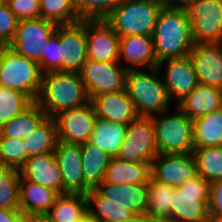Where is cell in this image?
Returning a JSON list of instances; mask_svg holds the SVG:
<instances>
[{"label": "cell", "mask_w": 222, "mask_h": 222, "mask_svg": "<svg viewBox=\"0 0 222 222\" xmlns=\"http://www.w3.org/2000/svg\"><path fill=\"white\" fill-rule=\"evenodd\" d=\"M152 38L158 63L188 56L195 43L186 10L163 6Z\"/></svg>", "instance_id": "1"}, {"label": "cell", "mask_w": 222, "mask_h": 222, "mask_svg": "<svg viewBox=\"0 0 222 222\" xmlns=\"http://www.w3.org/2000/svg\"><path fill=\"white\" fill-rule=\"evenodd\" d=\"M36 102L54 118L57 114L86 105L90 102L80 73L47 72L42 75Z\"/></svg>", "instance_id": "2"}, {"label": "cell", "mask_w": 222, "mask_h": 222, "mask_svg": "<svg viewBox=\"0 0 222 222\" xmlns=\"http://www.w3.org/2000/svg\"><path fill=\"white\" fill-rule=\"evenodd\" d=\"M126 91L138 116L152 117L174 107L157 66L128 70Z\"/></svg>", "instance_id": "3"}, {"label": "cell", "mask_w": 222, "mask_h": 222, "mask_svg": "<svg viewBox=\"0 0 222 222\" xmlns=\"http://www.w3.org/2000/svg\"><path fill=\"white\" fill-rule=\"evenodd\" d=\"M152 118L159 154L193 152V120L177 105Z\"/></svg>", "instance_id": "4"}, {"label": "cell", "mask_w": 222, "mask_h": 222, "mask_svg": "<svg viewBox=\"0 0 222 222\" xmlns=\"http://www.w3.org/2000/svg\"><path fill=\"white\" fill-rule=\"evenodd\" d=\"M163 6L161 0H124L106 21L119 37L152 36Z\"/></svg>", "instance_id": "5"}, {"label": "cell", "mask_w": 222, "mask_h": 222, "mask_svg": "<svg viewBox=\"0 0 222 222\" xmlns=\"http://www.w3.org/2000/svg\"><path fill=\"white\" fill-rule=\"evenodd\" d=\"M42 71L39 65L1 46L0 86L17 90L36 102L41 88Z\"/></svg>", "instance_id": "6"}, {"label": "cell", "mask_w": 222, "mask_h": 222, "mask_svg": "<svg viewBox=\"0 0 222 222\" xmlns=\"http://www.w3.org/2000/svg\"><path fill=\"white\" fill-rule=\"evenodd\" d=\"M210 183L200 174L174 188L170 218L166 222H211Z\"/></svg>", "instance_id": "7"}, {"label": "cell", "mask_w": 222, "mask_h": 222, "mask_svg": "<svg viewBox=\"0 0 222 222\" xmlns=\"http://www.w3.org/2000/svg\"><path fill=\"white\" fill-rule=\"evenodd\" d=\"M158 154L153 118L137 116L127 125L116 157L129 162L152 163Z\"/></svg>", "instance_id": "8"}, {"label": "cell", "mask_w": 222, "mask_h": 222, "mask_svg": "<svg viewBox=\"0 0 222 222\" xmlns=\"http://www.w3.org/2000/svg\"><path fill=\"white\" fill-rule=\"evenodd\" d=\"M57 24L43 18L20 20L9 47L19 55L36 62L41 69V56Z\"/></svg>", "instance_id": "9"}, {"label": "cell", "mask_w": 222, "mask_h": 222, "mask_svg": "<svg viewBox=\"0 0 222 222\" xmlns=\"http://www.w3.org/2000/svg\"><path fill=\"white\" fill-rule=\"evenodd\" d=\"M194 43H222V0H195L186 9Z\"/></svg>", "instance_id": "10"}, {"label": "cell", "mask_w": 222, "mask_h": 222, "mask_svg": "<svg viewBox=\"0 0 222 222\" xmlns=\"http://www.w3.org/2000/svg\"><path fill=\"white\" fill-rule=\"evenodd\" d=\"M128 70L120 63L87 59L80 72L89 100L94 96L126 89Z\"/></svg>", "instance_id": "11"}, {"label": "cell", "mask_w": 222, "mask_h": 222, "mask_svg": "<svg viewBox=\"0 0 222 222\" xmlns=\"http://www.w3.org/2000/svg\"><path fill=\"white\" fill-rule=\"evenodd\" d=\"M157 67L170 100L174 105H177L188 96L199 84L193 62L189 55L182 58L161 61Z\"/></svg>", "instance_id": "12"}, {"label": "cell", "mask_w": 222, "mask_h": 222, "mask_svg": "<svg viewBox=\"0 0 222 222\" xmlns=\"http://www.w3.org/2000/svg\"><path fill=\"white\" fill-rule=\"evenodd\" d=\"M96 119L91 102L57 114L54 120L57 126L58 141L69 144L89 142Z\"/></svg>", "instance_id": "13"}, {"label": "cell", "mask_w": 222, "mask_h": 222, "mask_svg": "<svg viewBox=\"0 0 222 222\" xmlns=\"http://www.w3.org/2000/svg\"><path fill=\"white\" fill-rule=\"evenodd\" d=\"M151 178L178 188L198 174L193 152L188 154H158L151 163Z\"/></svg>", "instance_id": "14"}, {"label": "cell", "mask_w": 222, "mask_h": 222, "mask_svg": "<svg viewBox=\"0 0 222 222\" xmlns=\"http://www.w3.org/2000/svg\"><path fill=\"white\" fill-rule=\"evenodd\" d=\"M55 33L61 40L62 72L80 73L88 59L86 20L57 25Z\"/></svg>", "instance_id": "15"}, {"label": "cell", "mask_w": 222, "mask_h": 222, "mask_svg": "<svg viewBox=\"0 0 222 222\" xmlns=\"http://www.w3.org/2000/svg\"><path fill=\"white\" fill-rule=\"evenodd\" d=\"M88 59L97 62L119 63V40L106 20H86Z\"/></svg>", "instance_id": "16"}, {"label": "cell", "mask_w": 222, "mask_h": 222, "mask_svg": "<svg viewBox=\"0 0 222 222\" xmlns=\"http://www.w3.org/2000/svg\"><path fill=\"white\" fill-rule=\"evenodd\" d=\"M53 153L61 168L63 194L86 195L92 188L84 180L81 144L58 141Z\"/></svg>", "instance_id": "17"}, {"label": "cell", "mask_w": 222, "mask_h": 222, "mask_svg": "<svg viewBox=\"0 0 222 222\" xmlns=\"http://www.w3.org/2000/svg\"><path fill=\"white\" fill-rule=\"evenodd\" d=\"M19 170L20 180H28L63 194L61 168L53 152H41L29 157Z\"/></svg>", "instance_id": "18"}, {"label": "cell", "mask_w": 222, "mask_h": 222, "mask_svg": "<svg viewBox=\"0 0 222 222\" xmlns=\"http://www.w3.org/2000/svg\"><path fill=\"white\" fill-rule=\"evenodd\" d=\"M199 83L222 87V43H197L189 53Z\"/></svg>", "instance_id": "19"}, {"label": "cell", "mask_w": 222, "mask_h": 222, "mask_svg": "<svg viewBox=\"0 0 222 222\" xmlns=\"http://www.w3.org/2000/svg\"><path fill=\"white\" fill-rule=\"evenodd\" d=\"M119 63L127 70L156 67L158 62L152 36L120 37Z\"/></svg>", "instance_id": "20"}, {"label": "cell", "mask_w": 222, "mask_h": 222, "mask_svg": "<svg viewBox=\"0 0 222 222\" xmlns=\"http://www.w3.org/2000/svg\"><path fill=\"white\" fill-rule=\"evenodd\" d=\"M90 102L96 117L102 120L128 125L138 116L126 89L94 96Z\"/></svg>", "instance_id": "21"}, {"label": "cell", "mask_w": 222, "mask_h": 222, "mask_svg": "<svg viewBox=\"0 0 222 222\" xmlns=\"http://www.w3.org/2000/svg\"><path fill=\"white\" fill-rule=\"evenodd\" d=\"M96 189L103 196L129 210L133 215L146 213L148 184H114L103 180Z\"/></svg>", "instance_id": "22"}, {"label": "cell", "mask_w": 222, "mask_h": 222, "mask_svg": "<svg viewBox=\"0 0 222 222\" xmlns=\"http://www.w3.org/2000/svg\"><path fill=\"white\" fill-rule=\"evenodd\" d=\"M58 196L55 190L28 180H20L19 209L24 218L44 217Z\"/></svg>", "instance_id": "23"}, {"label": "cell", "mask_w": 222, "mask_h": 222, "mask_svg": "<svg viewBox=\"0 0 222 222\" xmlns=\"http://www.w3.org/2000/svg\"><path fill=\"white\" fill-rule=\"evenodd\" d=\"M151 163L129 162L111 157L104 176L105 182L114 184H148Z\"/></svg>", "instance_id": "24"}, {"label": "cell", "mask_w": 222, "mask_h": 222, "mask_svg": "<svg viewBox=\"0 0 222 222\" xmlns=\"http://www.w3.org/2000/svg\"><path fill=\"white\" fill-rule=\"evenodd\" d=\"M177 106L194 120L221 108L219 90L199 83Z\"/></svg>", "instance_id": "25"}, {"label": "cell", "mask_w": 222, "mask_h": 222, "mask_svg": "<svg viewBox=\"0 0 222 222\" xmlns=\"http://www.w3.org/2000/svg\"><path fill=\"white\" fill-rule=\"evenodd\" d=\"M47 114L37 102H33L22 113L13 117L0 128V137L18 138L24 140L46 118Z\"/></svg>", "instance_id": "26"}, {"label": "cell", "mask_w": 222, "mask_h": 222, "mask_svg": "<svg viewBox=\"0 0 222 222\" xmlns=\"http://www.w3.org/2000/svg\"><path fill=\"white\" fill-rule=\"evenodd\" d=\"M193 146H222V109L193 120Z\"/></svg>", "instance_id": "27"}, {"label": "cell", "mask_w": 222, "mask_h": 222, "mask_svg": "<svg viewBox=\"0 0 222 222\" xmlns=\"http://www.w3.org/2000/svg\"><path fill=\"white\" fill-rule=\"evenodd\" d=\"M81 153L84 180L91 188H96L104 180L112 156L89 142L81 144Z\"/></svg>", "instance_id": "28"}, {"label": "cell", "mask_w": 222, "mask_h": 222, "mask_svg": "<svg viewBox=\"0 0 222 222\" xmlns=\"http://www.w3.org/2000/svg\"><path fill=\"white\" fill-rule=\"evenodd\" d=\"M127 124L97 118L89 143L99 146L112 157L117 156L125 138Z\"/></svg>", "instance_id": "29"}, {"label": "cell", "mask_w": 222, "mask_h": 222, "mask_svg": "<svg viewBox=\"0 0 222 222\" xmlns=\"http://www.w3.org/2000/svg\"><path fill=\"white\" fill-rule=\"evenodd\" d=\"M86 198L87 211L100 222H121L133 215L123 206L103 196L96 188H92Z\"/></svg>", "instance_id": "30"}, {"label": "cell", "mask_w": 222, "mask_h": 222, "mask_svg": "<svg viewBox=\"0 0 222 222\" xmlns=\"http://www.w3.org/2000/svg\"><path fill=\"white\" fill-rule=\"evenodd\" d=\"M173 194L174 187L149 178L146 214L154 222H166L170 218Z\"/></svg>", "instance_id": "31"}, {"label": "cell", "mask_w": 222, "mask_h": 222, "mask_svg": "<svg viewBox=\"0 0 222 222\" xmlns=\"http://www.w3.org/2000/svg\"><path fill=\"white\" fill-rule=\"evenodd\" d=\"M87 212V198L83 194H60L44 216L50 222H75Z\"/></svg>", "instance_id": "32"}, {"label": "cell", "mask_w": 222, "mask_h": 222, "mask_svg": "<svg viewBox=\"0 0 222 222\" xmlns=\"http://www.w3.org/2000/svg\"><path fill=\"white\" fill-rule=\"evenodd\" d=\"M57 142V126L54 118L51 117H47L24 139L28 158L41 152H53Z\"/></svg>", "instance_id": "33"}, {"label": "cell", "mask_w": 222, "mask_h": 222, "mask_svg": "<svg viewBox=\"0 0 222 222\" xmlns=\"http://www.w3.org/2000/svg\"><path fill=\"white\" fill-rule=\"evenodd\" d=\"M197 172L209 183L222 181V146L194 148Z\"/></svg>", "instance_id": "34"}, {"label": "cell", "mask_w": 222, "mask_h": 222, "mask_svg": "<svg viewBox=\"0 0 222 222\" xmlns=\"http://www.w3.org/2000/svg\"><path fill=\"white\" fill-rule=\"evenodd\" d=\"M41 18L57 25L82 21L76 11L74 0H40Z\"/></svg>", "instance_id": "35"}, {"label": "cell", "mask_w": 222, "mask_h": 222, "mask_svg": "<svg viewBox=\"0 0 222 222\" xmlns=\"http://www.w3.org/2000/svg\"><path fill=\"white\" fill-rule=\"evenodd\" d=\"M20 170L0 166V208L19 209Z\"/></svg>", "instance_id": "36"}, {"label": "cell", "mask_w": 222, "mask_h": 222, "mask_svg": "<svg viewBox=\"0 0 222 222\" xmlns=\"http://www.w3.org/2000/svg\"><path fill=\"white\" fill-rule=\"evenodd\" d=\"M32 103L22 92L0 86V128Z\"/></svg>", "instance_id": "37"}, {"label": "cell", "mask_w": 222, "mask_h": 222, "mask_svg": "<svg viewBox=\"0 0 222 222\" xmlns=\"http://www.w3.org/2000/svg\"><path fill=\"white\" fill-rule=\"evenodd\" d=\"M124 0H74L81 20H106Z\"/></svg>", "instance_id": "38"}, {"label": "cell", "mask_w": 222, "mask_h": 222, "mask_svg": "<svg viewBox=\"0 0 222 222\" xmlns=\"http://www.w3.org/2000/svg\"><path fill=\"white\" fill-rule=\"evenodd\" d=\"M28 159L24 140L0 137V166L20 169Z\"/></svg>", "instance_id": "39"}, {"label": "cell", "mask_w": 222, "mask_h": 222, "mask_svg": "<svg viewBox=\"0 0 222 222\" xmlns=\"http://www.w3.org/2000/svg\"><path fill=\"white\" fill-rule=\"evenodd\" d=\"M41 71L42 73L62 72L61 40L56 33L47 41L45 51L42 53Z\"/></svg>", "instance_id": "40"}, {"label": "cell", "mask_w": 222, "mask_h": 222, "mask_svg": "<svg viewBox=\"0 0 222 222\" xmlns=\"http://www.w3.org/2000/svg\"><path fill=\"white\" fill-rule=\"evenodd\" d=\"M19 20L4 0H0V46L9 47L15 37Z\"/></svg>", "instance_id": "41"}, {"label": "cell", "mask_w": 222, "mask_h": 222, "mask_svg": "<svg viewBox=\"0 0 222 222\" xmlns=\"http://www.w3.org/2000/svg\"><path fill=\"white\" fill-rule=\"evenodd\" d=\"M16 18L20 20L41 17L40 0H4Z\"/></svg>", "instance_id": "42"}, {"label": "cell", "mask_w": 222, "mask_h": 222, "mask_svg": "<svg viewBox=\"0 0 222 222\" xmlns=\"http://www.w3.org/2000/svg\"><path fill=\"white\" fill-rule=\"evenodd\" d=\"M208 207L211 222H222V181L210 183Z\"/></svg>", "instance_id": "43"}, {"label": "cell", "mask_w": 222, "mask_h": 222, "mask_svg": "<svg viewBox=\"0 0 222 222\" xmlns=\"http://www.w3.org/2000/svg\"><path fill=\"white\" fill-rule=\"evenodd\" d=\"M23 219L20 209L0 208V222H21Z\"/></svg>", "instance_id": "44"}, {"label": "cell", "mask_w": 222, "mask_h": 222, "mask_svg": "<svg viewBox=\"0 0 222 222\" xmlns=\"http://www.w3.org/2000/svg\"><path fill=\"white\" fill-rule=\"evenodd\" d=\"M163 5L170 8L187 9L195 0H161Z\"/></svg>", "instance_id": "45"}, {"label": "cell", "mask_w": 222, "mask_h": 222, "mask_svg": "<svg viewBox=\"0 0 222 222\" xmlns=\"http://www.w3.org/2000/svg\"><path fill=\"white\" fill-rule=\"evenodd\" d=\"M121 222H154L146 213H138Z\"/></svg>", "instance_id": "46"}, {"label": "cell", "mask_w": 222, "mask_h": 222, "mask_svg": "<svg viewBox=\"0 0 222 222\" xmlns=\"http://www.w3.org/2000/svg\"><path fill=\"white\" fill-rule=\"evenodd\" d=\"M75 222H100L99 220L93 218L87 211L81 218Z\"/></svg>", "instance_id": "47"}, {"label": "cell", "mask_w": 222, "mask_h": 222, "mask_svg": "<svg viewBox=\"0 0 222 222\" xmlns=\"http://www.w3.org/2000/svg\"><path fill=\"white\" fill-rule=\"evenodd\" d=\"M34 222H50V221L45 217H34Z\"/></svg>", "instance_id": "48"}, {"label": "cell", "mask_w": 222, "mask_h": 222, "mask_svg": "<svg viewBox=\"0 0 222 222\" xmlns=\"http://www.w3.org/2000/svg\"><path fill=\"white\" fill-rule=\"evenodd\" d=\"M218 90H219V97H220V106H221V109H222V87L218 88Z\"/></svg>", "instance_id": "49"}, {"label": "cell", "mask_w": 222, "mask_h": 222, "mask_svg": "<svg viewBox=\"0 0 222 222\" xmlns=\"http://www.w3.org/2000/svg\"><path fill=\"white\" fill-rule=\"evenodd\" d=\"M21 222H34V217L33 218H24Z\"/></svg>", "instance_id": "50"}]
</instances>
